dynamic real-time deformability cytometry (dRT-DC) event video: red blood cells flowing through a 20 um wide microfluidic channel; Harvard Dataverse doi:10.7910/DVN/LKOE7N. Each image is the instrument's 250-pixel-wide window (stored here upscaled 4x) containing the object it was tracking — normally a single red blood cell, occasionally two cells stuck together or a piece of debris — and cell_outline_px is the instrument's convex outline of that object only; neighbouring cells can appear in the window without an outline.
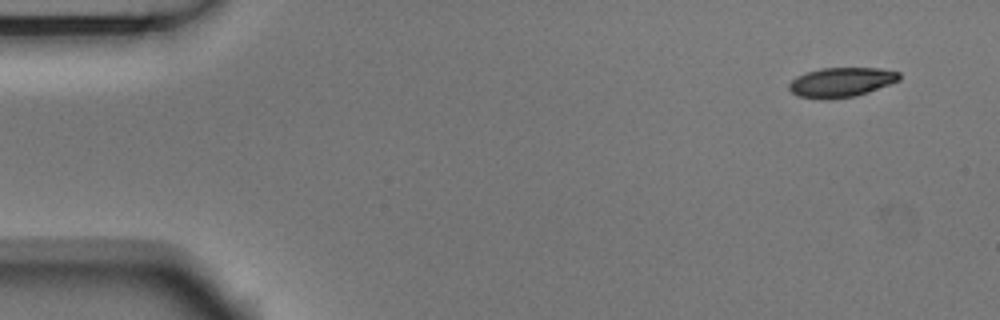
{"species": "Egyptian fruit bat (a non-hibernating species)", "species_latin": "Rousettus aegyptiacus", "temperature_condition": "room temperature", "stored_images_in_passage": 4, "camera_frame_rate_fps": 3000, "um_per_image_px": 0.085, "animal": {"sex": "male"}, "frame": {"image": 1, "passage_image": 1, "time_ms": 0.0, "image_size_px": [1000, 320], "cell_outline_px": [[900, 80], [868, 92], [856, 96], [824, 100], [800, 96], [792, 92], [788, 88], [788, 84], [796, 76], [820, 68], [880, 68], [900, 72]], "centroid_in_image_um": [71.51, 6.99], "position_along_channel_um": 13.5, "area_um2": 19.02}}
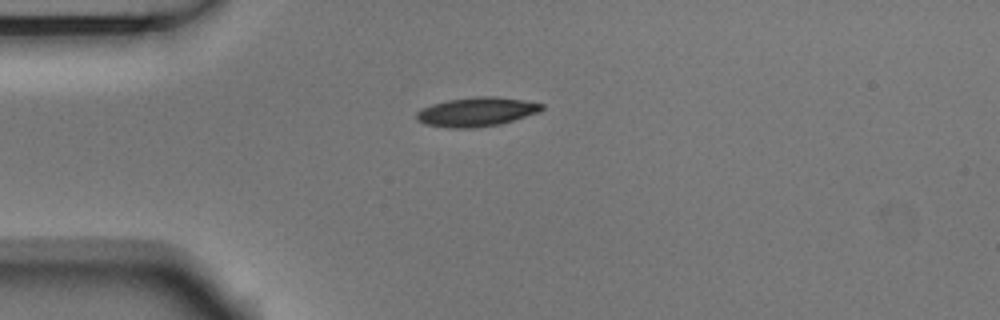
{"frame": {"image": 2, "passage_image": 4, "time_ms": 1.0, "image_size_px": [1000, 320], "cell_outline_px": [[544, 108], [540, 112], [500, 124], [476, 128], [448, 128], [424, 124], [416, 120], [416, 112], [432, 104], [448, 100], [476, 96], [496, 96], [524, 100], [544, 104]], "centroid_in_image_um": [40.52, 9.51], "position_along_channel_um": 44.5, "area_um2": 21.39}}